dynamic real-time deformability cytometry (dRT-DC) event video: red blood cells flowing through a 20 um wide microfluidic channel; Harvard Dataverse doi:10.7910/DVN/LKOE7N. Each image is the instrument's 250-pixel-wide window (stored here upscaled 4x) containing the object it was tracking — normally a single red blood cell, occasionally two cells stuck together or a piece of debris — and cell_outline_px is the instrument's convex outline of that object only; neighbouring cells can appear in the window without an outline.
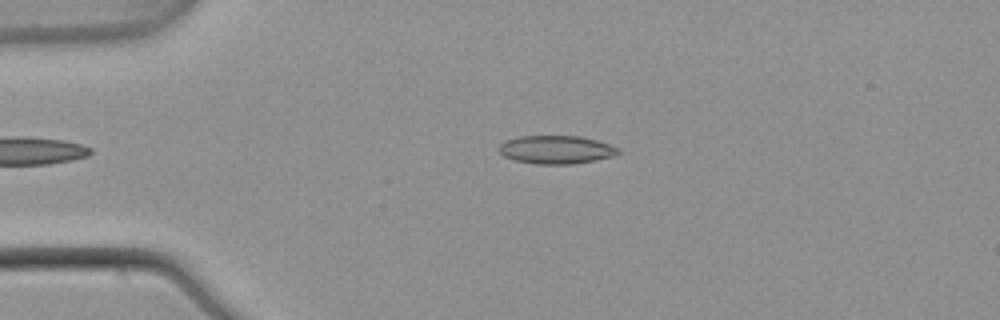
{"species": "common noctule bat (a hibernating species)", "species_latin": "Nyctalus noctula", "temperature_condition": "warm", "stored_images_in_passage": 40, "camera_frame_rate_fps": 3000, "um_per_image_px": 0.085, "animal": {"sex": "male", "body_mass_g": 21.5, "forearm_length_mm": 52.0}, "frame": {"image": 1, "passage_image": 5, "time_ms": 1.333, "image_size_px": [1000, 320], "cell_outline_px": [[620, 152], [612, 156], [596, 160], [572, 164], [536, 164], [512, 160], [504, 156], [496, 148], [504, 140], [520, 136], [580, 136], [596, 140], [620, 148]], "centroid_in_image_um": [47.23, 12.72], "position_along_channel_um": 37.8, "area_um2": 19.77}}
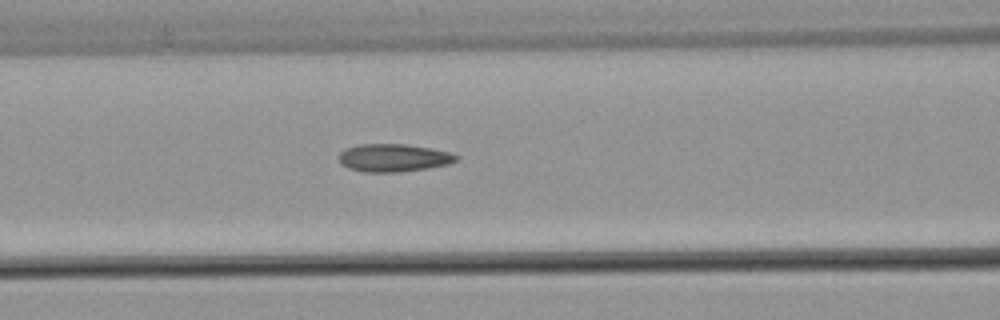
{"frame": {"image": 2, "passage_image": 15, "time_ms": 4.667, "image_size_px": [1000, 320], "cell_outline_px": [[460, 156], [456, 160], [448, 164], [428, 168], [396, 172], [364, 172], [348, 168], [340, 164], [340, 152], [344, 148], [360, 144], [408, 144], [452, 152]], "centroid_in_image_um": [33.45, 13.41], "position_along_channel_um": 133.1, "area_um2": 19.13}}
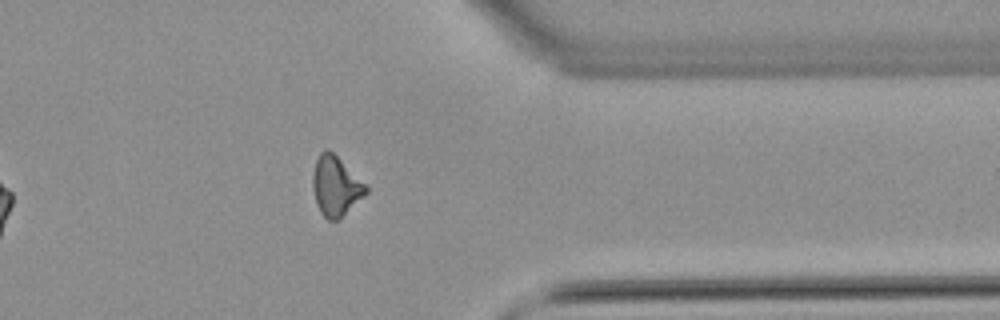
{"frame": {"image": 3, "passage_image": 35, "time_ms": 11.333, "image_size_px": [1000, 320], "cell_outline_px": [[368, 192], [364, 196], [336, 220], [328, 220], [320, 212], [316, 204], [312, 188], [312, 172], [316, 160], [320, 152], [328, 148], [368, 184]], "centroid_in_image_um": [28.53, 15.78], "position_along_channel_um": 382.9, "area_um2": 18.61}, "authors_computed_cell_mechanics": {"area_um2": 18.6983, "velocity_mm_per_s": 3.9095, "shape_relaxation_time_tau1_ms": 9.9761, "shape_relaxation_time_tau2_ms": 2.8371, "deformation_change_tau1": 0.2137, "deformation_change_tau2": 0.1115}}